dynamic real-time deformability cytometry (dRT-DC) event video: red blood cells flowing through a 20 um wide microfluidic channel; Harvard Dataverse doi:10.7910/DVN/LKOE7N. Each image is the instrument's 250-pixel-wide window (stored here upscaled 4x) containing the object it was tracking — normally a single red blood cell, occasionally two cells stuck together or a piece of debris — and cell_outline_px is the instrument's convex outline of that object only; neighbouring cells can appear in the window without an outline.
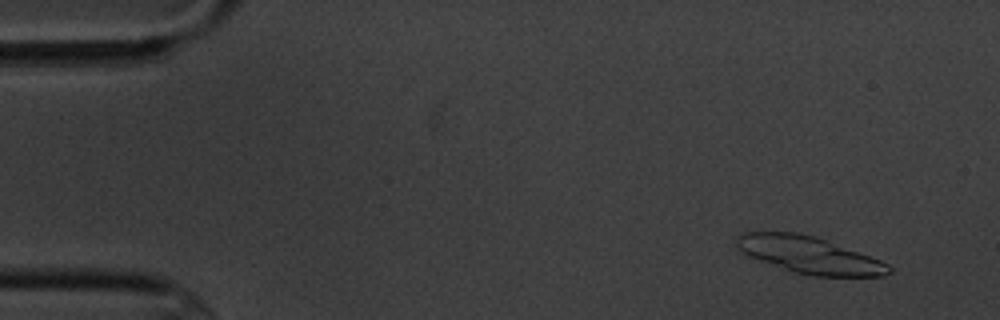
{"species": "common noctule bat (a hibernating species)", "species_latin": "Nyctalus noctula", "temperature_condition": "cold", "stored_images_in_passage": 6, "segment_of_instrument_passage": [1, 2], "camera_frame_rate_fps": 3000, "um_per_image_px": 0.085, "animal": {"sex": "male", "body_mass_g": 20.1, "forearm_length_mm": 53.5}, "frame": {"image": 1, "passage_image": 1, "time_ms": 0.0, "image_size_px": [1000, 320], "cell_outline_px": [[892, 272], [884, 276], [812, 276], [792, 272], [748, 256], [736, 248], [736, 236], [740, 232], [800, 232], [824, 240], [880, 260], [888, 264], [892, 268]], "centroid_in_image_um": [68.73, 21.68], "position_along_channel_um": 16.3, "area_um2": 32.54}}